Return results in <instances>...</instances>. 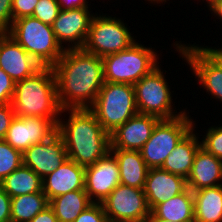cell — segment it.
<instances>
[{
	"label": "cell",
	"mask_w": 222,
	"mask_h": 222,
	"mask_svg": "<svg viewBox=\"0 0 222 222\" xmlns=\"http://www.w3.org/2000/svg\"><path fill=\"white\" fill-rule=\"evenodd\" d=\"M208 2V4H210L213 0H206Z\"/></svg>",
	"instance_id": "cell-43"
},
{
	"label": "cell",
	"mask_w": 222,
	"mask_h": 222,
	"mask_svg": "<svg viewBox=\"0 0 222 222\" xmlns=\"http://www.w3.org/2000/svg\"><path fill=\"white\" fill-rule=\"evenodd\" d=\"M12 106L17 117L59 119L65 110L58 101L53 68L41 67L32 76L16 82Z\"/></svg>",
	"instance_id": "cell-3"
},
{
	"label": "cell",
	"mask_w": 222,
	"mask_h": 222,
	"mask_svg": "<svg viewBox=\"0 0 222 222\" xmlns=\"http://www.w3.org/2000/svg\"><path fill=\"white\" fill-rule=\"evenodd\" d=\"M0 186L11 198L43 191L42 178L23 164L4 178Z\"/></svg>",
	"instance_id": "cell-26"
},
{
	"label": "cell",
	"mask_w": 222,
	"mask_h": 222,
	"mask_svg": "<svg viewBox=\"0 0 222 222\" xmlns=\"http://www.w3.org/2000/svg\"><path fill=\"white\" fill-rule=\"evenodd\" d=\"M193 128L182 138L176 145L175 149L166 158L162 169L172 174L178 175L187 179L193 165L195 154L201 142L198 141L193 132Z\"/></svg>",
	"instance_id": "cell-22"
},
{
	"label": "cell",
	"mask_w": 222,
	"mask_h": 222,
	"mask_svg": "<svg viewBox=\"0 0 222 222\" xmlns=\"http://www.w3.org/2000/svg\"><path fill=\"white\" fill-rule=\"evenodd\" d=\"M15 116L12 103L0 104V140L6 137L7 131Z\"/></svg>",
	"instance_id": "cell-34"
},
{
	"label": "cell",
	"mask_w": 222,
	"mask_h": 222,
	"mask_svg": "<svg viewBox=\"0 0 222 222\" xmlns=\"http://www.w3.org/2000/svg\"><path fill=\"white\" fill-rule=\"evenodd\" d=\"M64 110L71 112L67 123L59 119L58 133L63 138L68 159L87 167L110 152V134L89 108Z\"/></svg>",
	"instance_id": "cell-2"
},
{
	"label": "cell",
	"mask_w": 222,
	"mask_h": 222,
	"mask_svg": "<svg viewBox=\"0 0 222 222\" xmlns=\"http://www.w3.org/2000/svg\"><path fill=\"white\" fill-rule=\"evenodd\" d=\"M15 82L0 68V104L12 103Z\"/></svg>",
	"instance_id": "cell-32"
},
{
	"label": "cell",
	"mask_w": 222,
	"mask_h": 222,
	"mask_svg": "<svg viewBox=\"0 0 222 222\" xmlns=\"http://www.w3.org/2000/svg\"><path fill=\"white\" fill-rule=\"evenodd\" d=\"M201 146L222 160V126L209 128Z\"/></svg>",
	"instance_id": "cell-30"
},
{
	"label": "cell",
	"mask_w": 222,
	"mask_h": 222,
	"mask_svg": "<svg viewBox=\"0 0 222 222\" xmlns=\"http://www.w3.org/2000/svg\"><path fill=\"white\" fill-rule=\"evenodd\" d=\"M39 0H12L13 21L32 16L36 3Z\"/></svg>",
	"instance_id": "cell-33"
},
{
	"label": "cell",
	"mask_w": 222,
	"mask_h": 222,
	"mask_svg": "<svg viewBox=\"0 0 222 222\" xmlns=\"http://www.w3.org/2000/svg\"><path fill=\"white\" fill-rule=\"evenodd\" d=\"M109 222H146L150 215L144 189L119 184L101 202Z\"/></svg>",
	"instance_id": "cell-10"
},
{
	"label": "cell",
	"mask_w": 222,
	"mask_h": 222,
	"mask_svg": "<svg viewBox=\"0 0 222 222\" xmlns=\"http://www.w3.org/2000/svg\"><path fill=\"white\" fill-rule=\"evenodd\" d=\"M22 156L23 165L42 179L68 159L63 138L58 132L49 140L30 146Z\"/></svg>",
	"instance_id": "cell-14"
},
{
	"label": "cell",
	"mask_w": 222,
	"mask_h": 222,
	"mask_svg": "<svg viewBox=\"0 0 222 222\" xmlns=\"http://www.w3.org/2000/svg\"><path fill=\"white\" fill-rule=\"evenodd\" d=\"M222 180V160L216 158L202 146L197 150L191 172L186 179L187 187L193 192L214 187Z\"/></svg>",
	"instance_id": "cell-20"
},
{
	"label": "cell",
	"mask_w": 222,
	"mask_h": 222,
	"mask_svg": "<svg viewBox=\"0 0 222 222\" xmlns=\"http://www.w3.org/2000/svg\"><path fill=\"white\" fill-rule=\"evenodd\" d=\"M156 54L134 42L124 51L102 57L105 82L134 85L159 66Z\"/></svg>",
	"instance_id": "cell-6"
},
{
	"label": "cell",
	"mask_w": 222,
	"mask_h": 222,
	"mask_svg": "<svg viewBox=\"0 0 222 222\" xmlns=\"http://www.w3.org/2000/svg\"><path fill=\"white\" fill-rule=\"evenodd\" d=\"M135 42L128 28L120 19L93 16L90 29L82 49L98 57L118 53Z\"/></svg>",
	"instance_id": "cell-8"
},
{
	"label": "cell",
	"mask_w": 222,
	"mask_h": 222,
	"mask_svg": "<svg viewBox=\"0 0 222 222\" xmlns=\"http://www.w3.org/2000/svg\"><path fill=\"white\" fill-rule=\"evenodd\" d=\"M194 222H222V185L193 191Z\"/></svg>",
	"instance_id": "cell-23"
},
{
	"label": "cell",
	"mask_w": 222,
	"mask_h": 222,
	"mask_svg": "<svg viewBox=\"0 0 222 222\" xmlns=\"http://www.w3.org/2000/svg\"><path fill=\"white\" fill-rule=\"evenodd\" d=\"M119 184V166L111 152L85 167L84 189L93 203H101Z\"/></svg>",
	"instance_id": "cell-13"
},
{
	"label": "cell",
	"mask_w": 222,
	"mask_h": 222,
	"mask_svg": "<svg viewBox=\"0 0 222 222\" xmlns=\"http://www.w3.org/2000/svg\"><path fill=\"white\" fill-rule=\"evenodd\" d=\"M60 11L57 0H39L36 3L32 17L41 22L52 25Z\"/></svg>",
	"instance_id": "cell-29"
},
{
	"label": "cell",
	"mask_w": 222,
	"mask_h": 222,
	"mask_svg": "<svg viewBox=\"0 0 222 222\" xmlns=\"http://www.w3.org/2000/svg\"><path fill=\"white\" fill-rule=\"evenodd\" d=\"M93 15H90L88 8L72 10H60L57 18L52 24L57 41L73 42L69 48H82L86 41Z\"/></svg>",
	"instance_id": "cell-17"
},
{
	"label": "cell",
	"mask_w": 222,
	"mask_h": 222,
	"mask_svg": "<svg viewBox=\"0 0 222 222\" xmlns=\"http://www.w3.org/2000/svg\"><path fill=\"white\" fill-rule=\"evenodd\" d=\"M152 212L167 221L194 222L193 192L187 187L180 194L158 204Z\"/></svg>",
	"instance_id": "cell-24"
},
{
	"label": "cell",
	"mask_w": 222,
	"mask_h": 222,
	"mask_svg": "<svg viewBox=\"0 0 222 222\" xmlns=\"http://www.w3.org/2000/svg\"><path fill=\"white\" fill-rule=\"evenodd\" d=\"M12 23V0H0V31L8 33Z\"/></svg>",
	"instance_id": "cell-35"
},
{
	"label": "cell",
	"mask_w": 222,
	"mask_h": 222,
	"mask_svg": "<svg viewBox=\"0 0 222 222\" xmlns=\"http://www.w3.org/2000/svg\"><path fill=\"white\" fill-rule=\"evenodd\" d=\"M52 67L61 109L90 108L104 80L102 58L82 48H68Z\"/></svg>",
	"instance_id": "cell-1"
},
{
	"label": "cell",
	"mask_w": 222,
	"mask_h": 222,
	"mask_svg": "<svg viewBox=\"0 0 222 222\" xmlns=\"http://www.w3.org/2000/svg\"><path fill=\"white\" fill-rule=\"evenodd\" d=\"M187 188L186 179L160 168H149L144 186L147 204L152 211L158 204Z\"/></svg>",
	"instance_id": "cell-18"
},
{
	"label": "cell",
	"mask_w": 222,
	"mask_h": 222,
	"mask_svg": "<svg viewBox=\"0 0 222 222\" xmlns=\"http://www.w3.org/2000/svg\"><path fill=\"white\" fill-rule=\"evenodd\" d=\"M209 8L222 19V0H213Z\"/></svg>",
	"instance_id": "cell-39"
},
{
	"label": "cell",
	"mask_w": 222,
	"mask_h": 222,
	"mask_svg": "<svg viewBox=\"0 0 222 222\" xmlns=\"http://www.w3.org/2000/svg\"><path fill=\"white\" fill-rule=\"evenodd\" d=\"M118 162L120 184L137 189H144L149 167L140 151L110 149Z\"/></svg>",
	"instance_id": "cell-21"
},
{
	"label": "cell",
	"mask_w": 222,
	"mask_h": 222,
	"mask_svg": "<svg viewBox=\"0 0 222 222\" xmlns=\"http://www.w3.org/2000/svg\"><path fill=\"white\" fill-rule=\"evenodd\" d=\"M23 164L22 153L0 140V182Z\"/></svg>",
	"instance_id": "cell-28"
},
{
	"label": "cell",
	"mask_w": 222,
	"mask_h": 222,
	"mask_svg": "<svg viewBox=\"0 0 222 222\" xmlns=\"http://www.w3.org/2000/svg\"><path fill=\"white\" fill-rule=\"evenodd\" d=\"M167 84L159 66L134 84L136 105L140 114L173 119L185 113L181 111L178 115L173 114L172 96Z\"/></svg>",
	"instance_id": "cell-9"
},
{
	"label": "cell",
	"mask_w": 222,
	"mask_h": 222,
	"mask_svg": "<svg viewBox=\"0 0 222 222\" xmlns=\"http://www.w3.org/2000/svg\"><path fill=\"white\" fill-rule=\"evenodd\" d=\"M85 167L67 159L42 179L43 192L48 200L68 192L84 189Z\"/></svg>",
	"instance_id": "cell-19"
},
{
	"label": "cell",
	"mask_w": 222,
	"mask_h": 222,
	"mask_svg": "<svg viewBox=\"0 0 222 222\" xmlns=\"http://www.w3.org/2000/svg\"><path fill=\"white\" fill-rule=\"evenodd\" d=\"M176 49L191 66L199 83L212 96L222 101V65L204 48L176 44Z\"/></svg>",
	"instance_id": "cell-12"
},
{
	"label": "cell",
	"mask_w": 222,
	"mask_h": 222,
	"mask_svg": "<svg viewBox=\"0 0 222 222\" xmlns=\"http://www.w3.org/2000/svg\"><path fill=\"white\" fill-rule=\"evenodd\" d=\"M30 222H59L53 209L47 206L44 210L32 218Z\"/></svg>",
	"instance_id": "cell-37"
},
{
	"label": "cell",
	"mask_w": 222,
	"mask_h": 222,
	"mask_svg": "<svg viewBox=\"0 0 222 222\" xmlns=\"http://www.w3.org/2000/svg\"><path fill=\"white\" fill-rule=\"evenodd\" d=\"M60 10L88 8L86 0H57Z\"/></svg>",
	"instance_id": "cell-38"
},
{
	"label": "cell",
	"mask_w": 222,
	"mask_h": 222,
	"mask_svg": "<svg viewBox=\"0 0 222 222\" xmlns=\"http://www.w3.org/2000/svg\"><path fill=\"white\" fill-rule=\"evenodd\" d=\"M47 206L49 200L43 191L12 197L11 222H30Z\"/></svg>",
	"instance_id": "cell-27"
},
{
	"label": "cell",
	"mask_w": 222,
	"mask_h": 222,
	"mask_svg": "<svg viewBox=\"0 0 222 222\" xmlns=\"http://www.w3.org/2000/svg\"><path fill=\"white\" fill-rule=\"evenodd\" d=\"M92 204L85 190L68 192L49 200V206L59 222H74Z\"/></svg>",
	"instance_id": "cell-25"
},
{
	"label": "cell",
	"mask_w": 222,
	"mask_h": 222,
	"mask_svg": "<svg viewBox=\"0 0 222 222\" xmlns=\"http://www.w3.org/2000/svg\"><path fill=\"white\" fill-rule=\"evenodd\" d=\"M59 119L15 116L4 140L22 154L32 145L49 140L58 132Z\"/></svg>",
	"instance_id": "cell-11"
},
{
	"label": "cell",
	"mask_w": 222,
	"mask_h": 222,
	"mask_svg": "<svg viewBox=\"0 0 222 222\" xmlns=\"http://www.w3.org/2000/svg\"><path fill=\"white\" fill-rule=\"evenodd\" d=\"M221 65H222V50L221 49H212L206 47L205 48Z\"/></svg>",
	"instance_id": "cell-40"
},
{
	"label": "cell",
	"mask_w": 222,
	"mask_h": 222,
	"mask_svg": "<svg viewBox=\"0 0 222 222\" xmlns=\"http://www.w3.org/2000/svg\"><path fill=\"white\" fill-rule=\"evenodd\" d=\"M146 222H181V221H167L161 218H158L152 211L150 212V215L146 219Z\"/></svg>",
	"instance_id": "cell-41"
},
{
	"label": "cell",
	"mask_w": 222,
	"mask_h": 222,
	"mask_svg": "<svg viewBox=\"0 0 222 222\" xmlns=\"http://www.w3.org/2000/svg\"><path fill=\"white\" fill-rule=\"evenodd\" d=\"M42 67H53L65 51L52 25L32 16L14 20L8 32Z\"/></svg>",
	"instance_id": "cell-4"
},
{
	"label": "cell",
	"mask_w": 222,
	"mask_h": 222,
	"mask_svg": "<svg viewBox=\"0 0 222 222\" xmlns=\"http://www.w3.org/2000/svg\"><path fill=\"white\" fill-rule=\"evenodd\" d=\"M191 118L185 113L173 119H161L150 139L140 150L149 168H160L182 138L194 128Z\"/></svg>",
	"instance_id": "cell-7"
},
{
	"label": "cell",
	"mask_w": 222,
	"mask_h": 222,
	"mask_svg": "<svg viewBox=\"0 0 222 222\" xmlns=\"http://www.w3.org/2000/svg\"><path fill=\"white\" fill-rule=\"evenodd\" d=\"M160 120L153 115H134L110 133V149L140 151Z\"/></svg>",
	"instance_id": "cell-15"
},
{
	"label": "cell",
	"mask_w": 222,
	"mask_h": 222,
	"mask_svg": "<svg viewBox=\"0 0 222 222\" xmlns=\"http://www.w3.org/2000/svg\"><path fill=\"white\" fill-rule=\"evenodd\" d=\"M109 134L138 114L134 85L105 82L89 108Z\"/></svg>",
	"instance_id": "cell-5"
},
{
	"label": "cell",
	"mask_w": 222,
	"mask_h": 222,
	"mask_svg": "<svg viewBox=\"0 0 222 222\" xmlns=\"http://www.w3.org/2000/svg\"><path fill=\"white\" fill-rule=\"evenodd\" d=\"M149 1H151V2H152V1H154V2L156 1V3H157V2L160 3V1H161V2H162V1H165V2H166V0H149Z\"/></svg>",
	"instance_id": "cell-42"
},
{
	"label": "cell",
	"mask_w": 222,
	"mask_h": 222,
	"mask_svg": "<svg viewBox=\"0 0 222 222\" xmlns=\"http://www.w3.org/2000/svg\"><path fill=\"white\" fill-rule=\"evenodd\" d=\"M74 222H109L101 203H93L81 212Z\"/></svg>",
	"instance_id": "cell-31"
},
{
	"label": "cell",
	"mask_w": 222,
	"mask_h": 222,
	"mask_svg": "<svg viewBox=\"0 0 222 222\" xmlns=\"http://www.w3.org/2000/svg\"><path fill=\"white\" fill-rule=\"evenodd\" d=\"M0 222H11V197L0 186Z\"/></svg>",
	"instance_id": "cell-36"
},
{
	"label": "cell",
	"mask_w": 222,
	"mask_h": 222,
	"mask_svg": "<svg viewBox=\"0 0 222 222\" xmlns=\"http://www.w3.org/2000/svg\"><path fill=\"white\" fill-rule=\"evenodd\" d=\"M41 67L12 36L1 31L0 68L15 83L32 76Z\"/></svg>",
	"instance_id": "cell-16"
}]
</instances>
